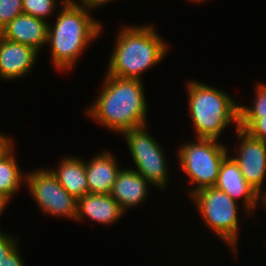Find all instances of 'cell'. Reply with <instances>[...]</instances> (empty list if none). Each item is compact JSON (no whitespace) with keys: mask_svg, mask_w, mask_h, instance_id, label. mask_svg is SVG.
<instances>
[{"mask_svg":"<svg viewBox=\"0 0 266 266\" xmlns=\"http://www.w3.org/2000/svg\"><path fill=\"white\" fill-rule=\"evenodd\" d=\"M39 52L0 35V77L5 80L25 76L35 64Z\"/></svg>","mask_w":266,"mask_h":266,"instance_id":"11","label":"cell"},{"mask_svg":"<svg viewBox=\"0 0 266 266\" xmlns=\"http://www.w3.org/2000/svg\"><path fill=\"white\" fill-rule=\"evenodd\" d=\"M124 212L110 194L87 193L77 200V220L86 216L104 225L112 224L119 220Z\"/></svg>","mask_w":266,"mask_h":266,"instance_id":"13","label":"cell"},{"mask_svg":"<svg viewBox=\"0 0 266 266\" xmlns=\"http://www.w3.org/2000/svg\"><path fill=\"white\" fill-rule=\"evenodd\" d=\"M227 147L219 144L216 139L198 138L195 143H186L180 148L179 163L190 178L189 183L195 184L191 195L203 188L214 187L221 164L228 155Z\"/></svg>","mask_w":266,"mask_h":266,"instance_id":"5","label":"cell"},{"mask_svg":"<svg viewBox=\"0 0 266 266\" xmlns=\"http://www.w3.org/2000/svg\"><path fill=\"white\" fill-rule=\"evenodd\" d=\"M16 240L0 231V266L4 259L17 248Z\"/></svg>","mask_w":266,"mask_h":266,"instance_id":"22","label":"cell"},{"mask_svg":"<svg viewBox=\"0 0 266 266\" xmlns=\"http://www.w3.org/2000/svg\"><path fill=\"white\" fill-rule=\"evenodd\" d=\"M12 154L13 149L0 159V194L8 200L18 191L22 180H24V175L21 174Z\"/></svg>","mask_w":266,"mask_h":266,"instance_id":"17","label":"cell"},{"mask_svg":"<svg viewBox=\"0 0 266 266\" xmlns=\"http://www.w3.org/2000/svg\"><path fill=\"white\" fill-rule=\"evenodd\" d=\"M256 99L254 98L253 107L246 108L239 106V122L238 126L242 130H246L255 120L266 116V84H258L256 91Z\"/></svg>","mask_w":266,"mask_h":266,"instance_id":"18","label":"cell"},{"mask_svg":"<svg viewBox=\"0 0 266 266\" xmlns=\"http://www.w3.org/2000/svg\"><path fill=\"white\" fill-rule=\"evenodd\" d=\"M56 0H22L23 13L36 18H45L54 10Z\"/></svg>","mask_w":266,"mask_h":266,"instance_id":"19","label":"cell"},{"mask_svg":"<svg viewBox=\"0 0 266 266\" xmlns=\"http://www.w3.org/2000/svg\"><path fill=\"white\" fill-rule=\"evenodd\" d=\"M106 75L104 89L87 114L115 132L146 125L147 102L141 79Z\"/></svg>","mask_w":266,"mask_h":266,"instance_id":"1","label":"cell"},{"mask_svg":"<svg viewBox=\"0 0 266 266\" xmlns=\"http://www.w3.org/2000/svg\"><path fill=\"white\" fill-rule=\"evenodd\" d=\"M22 13V0H0V31Z\"/></svg>","mask_w":266,"mask_h":266,"instance_id":"20","label":"cell"},{"mask_svg":"<svg viewBox=\"0 0 266 266\" xmlns=\"http://www.w3.org/2000/svg\"><path fill=\"white\" fill-rule=\"evenodd\" d=\"M149 182L133 169H122L117 175L110 195L124 211L127 207L137 206L147 196Z\"/></svg>","mask_w":266,"mask_h":266,"instance_id":"15","label":"cell"},{"mask_svg":"<svg viewBox=\"0 0 266 266\" xmlns=\"http://www.w3.org/2000/svg\"><path fill=\"white\" fill-rule=\"evenodd\" d=\"M146 125L124 131L128 148L133 157L137 169L135 170L143 176L149 185L157 188H165L167 182V165L165 155L155 138L149 135Z\"/></svg>","mask_w":266,"mask_h":266,"instance_id":"7","label":"cell"},{"mask_svg":"<svg viewBox=\"0 0 266 266\" xmlns=\"http://www.w3.org/2000/svg\"><path fill=\"white\" fill-rule=\"evenodd\" d=\"M13 147L12 139L0 134V159L3 158Z\"/></svg>","mask_w":266,"mask_h":266,"instance_id":"24","label":"cell"},{"mask_svg":"<svg viewBox=\"0 0 266 266\" xmlns=\"http://www.w3.org/2000/svg\"><path fill=\"white\" fill-rule=\"evenodd\" d=\"M10 200H8L6 197H4L2 194H0V215L3 212L5 206L8 204Z\"/></svg>","mask_w":266,"mask_h":266,"instance_id":"26","label":"cell"},{"mask_svg":"<svg viewBox=\"0 0 266 266\" xmlns=\"http://www.w3.org/2000/svg\"><path fill=\"white\" fill-rule=\"evenodd\" d=\"M251 137L266 142V116L255 120L246 130Z\"/></svg>","mask_w":266,"mask_h":266,"instance_id":"21","label":"cell"},{"mask_svg":"<svg viewBox=\"0 0 266 266\" xmlns=\"http://www.w3.org/2000/svg\"><path fill=\"white\" fill-rule=\"evenodd\" d=\"M79 1L80 3H83V4L81 5V4H78L77 2H75V4L91 9V8L99 7L100 5L102 6L105 3L110 2L112 0H79Z\"/></svg>","mask_w":266,"mask_h":266,"instance_id":"25","label":"cell"},{"mask_svg":"<svg viewBox=\"0 0 266 266\" xmlns=\"http://www.w3.org/2000/svg\"><path fill=\"white\" fill-rule=\"evenodd\" d=\"M108 65V75L141 79L143 71L160 62L168 49L153 26L124 27L117 36Z\"/></svg>","mask_w":266,"mask_h":266,"instance_id":"2","label":"cell"},{"mask_svg":"<svg viewBox=\"0 0 266 266\" xmlns=\"http://www.w3.org/2000/svg\"><path fill=\"white\" fill-rule=\"evenodd\" d=\"M61 2H62L61 4H63V6H69V5L75 4V2H73V0H62Z\"/></svg>","mask_w":266,"mask_h":266,"instance_id":"27","label":"cell"},{"mask_svg":"<svg viewBox=\"0 0 266 266\" xmlns=\"http://www.w3.org/2000/svg\"><path fill=\"white\" fill-rule=\"evenodd\" d=\"M191 1H193V2H203L204 0H191Z\"/></svg>","mask_w":266,"mask_h":266,"instance_id":"28","label":"cell"},{"mask_svg":"<svg viewBox=\"0 0 266 266\" xmlns=\"http://www.w3.org/2000/svg\"><path fill=\"white\" fill-rule=\"evenodd\" d=\"M83 6H63L54 27L48 25L47 44L58 69H71L85 47L100 33L101 24Z\"/></svg>","mask_w":266,"mask_h":266,"instance_id":"3","label":"cell"},{"mask_svg":"<svg viewBox=\"0 0 266 266\" xmlns=\"http://www.w3.org/2000/svg\"><path fill=\"white\" fill-rule=\"evenodd\" d=\"M191 197L196 202L206 225L227 242L228 246L236 250L239 225L236 200L215 187L203 188Z\"/></svg>","mask_w":266,"mask_h":266,"instance_id":"6","label":"cell"},{"mask_svg":"<svg viewBox=\"0 0 266 266\" xmlns=\"http://www.w3.org/2000/svg\"><path fill=\"white\" fill-rule=\"evenodd\" d=\"M19 256V252L15 248L7 257L1 266H24L22 259Z\"/></svg>","mask_w":266,"mask_h":266,"instance_id":"23","label":"cell"},{"mask_svg":"<svg viewBox=\"0 0 266 266\" xmlns=\"http://www.w3.org/2000/svg\"><path fill=\"white\" fill-rule=\"evenodd\" d=\"M214 187L228 194L233 200L243 196V204H245V208L249 213L254 212L259 197L264 200L245 180L235 159L228 157V155L221 164L218 179Z\"/></svg>","mask_w":266,"mask_h":266,"instance_id":"10","label":"cell"},{"mask_svg":"<svg viewBox=\"0 0 266 266\" xmlns=\"http://www.w3.org/2000/svg\"><path fill=\"white\" fill-rule=\"evenodd\" d=\"M236 126L237 136L241 143L238 148L235 161L239 165L240 171L245 180L260 194L263 193L266 202V192H261L264 176L266 175V142L251 137L246 131ZM243 137V138H242Z\"/></svg>","mask_w":266,"mask_h":266,"instance_id":"9","label":"cell"},{"mask_svg":"<svg viewBox=\"0 0 266 266\" xmlns=\"http://www.w3.org/2000/svg\"><path fill=\"white\" fill-rule=\"evenodd\" d=\"M48 25L43 19L22 13L2 28L0 35L39 51L47 43Z\"/></svg>","mask_w":266,"mask_h":266,"instance_id":"12","label":"cell"},{"mask_svg":"<svg viewBox=\"0 0 266 266\" xmlns=\"http://www.w3.org/2000/svg\"><path fill=\"white\" fill-rule=\"evenodd\" d=\"M26 175L30 193L44 212L76 219L77 200L60 185L51 170L38 169Z\"/></svg>","mask_w":266,"mask_h":266,"instance_id":"8","label":"cell"},{"mask_svg":"<svg viewBox=\"0 0 266 266\" xmlns=\"http://www.w3.org/2000/svg\"><path fill=\"white\" fill-rule=\"evenodd\" d=\"M60 185L76 200L89 193L86 175V162L65 157L56 171H51Z\"/></svg>","mask_w":266,"mask_h":266,"instance_id":"16","label":"cell"},{"mask_svg":"<svg viewBox=\"0 0 266 266\" xmlns=\"http://www.w3.org/2000/svg\"><path fill=\"white\" fill-rule=\"evenodd\" d=\"M109 152H102L86 163V175L89 193L110 194L121 169Z\"/></svg>","mask_w":266,"mask_h":266,"instance_id":"14","label":"cell"},{"mask_svg":"<svg viewBox=\"0 0 266 266\" xmlns=\"http://www.w3.org/2000/svg\"><path fill=\"white\" fill-rule=\"evenodd\" d=\"M189 109L198 138L218 139L222 130L239 122V105L217 88L191 81L188 83Z\"/></svg>","mask_w":266,"mask_h":266,"instance_id":"4","label":"cell"}]
</instances>
